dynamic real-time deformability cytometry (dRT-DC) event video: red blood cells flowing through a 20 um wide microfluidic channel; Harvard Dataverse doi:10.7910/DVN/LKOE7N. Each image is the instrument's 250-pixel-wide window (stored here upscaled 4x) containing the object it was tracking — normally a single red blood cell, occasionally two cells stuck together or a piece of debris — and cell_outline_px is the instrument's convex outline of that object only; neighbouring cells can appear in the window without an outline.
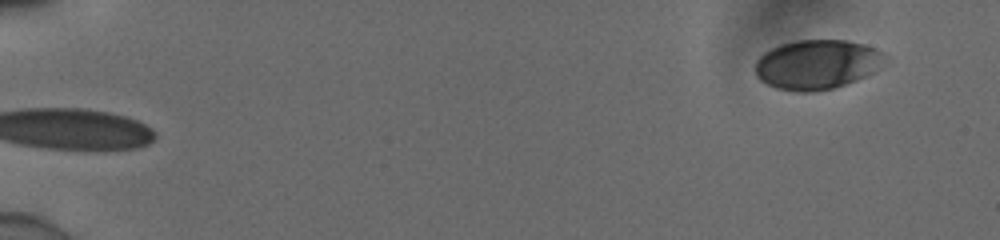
{"species": "human", "species_latin": "Homo sapiens", "temperature_condition": "cold", "stored_images_in_passage": 52, "camera_frame_rate_fps": 3000, "um_per_image_px": 0.085, "donor": {"sex": "male"}, "frame": {"image": 1, "passage_image": 1, "time_ms": 0.0, "image_size_px": [1000, 240], "cell_outline_px": [[888, 64], [856, 80], [832, 88], [816, 92], [796, 92], [776, 88], [760, 80], [756, 76], [756, 60], [764, 52], [780, 44], [796, 40], [844, 40], [864, 44], [888, 56]], "centroid_in_image_um": [69.46, 5.48], "position_along_channel_um": 15.5, "area_um2": 37.63}}
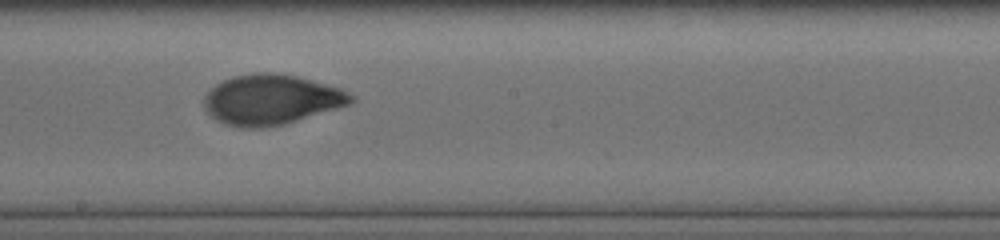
{"frame": {"image": 2, "passage_image": 30, "time_ms": 9.667, "image_size_px": [1000, 240], "cell_outline_px": [[356, 100], [348, 104], [284, 124], [260, 128], [240, 128], [224, 124], [216, 120], [204, 108], [204, 96], [216, 84], [232, 76], [252, 72], [276, 72], [300, 76], [340, 88], [356, 96]], "centroid_in_image_um": [23.04, 8.45], "position_along_channel_um": 225.2, "area_um2": 43.06}}
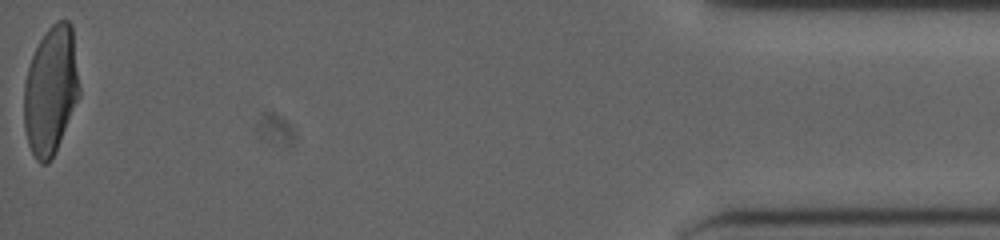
{"frame": {"image": 3, "passage_image": 52, "time_ms": 17.0, "image_size_px": [1000, 240], "cell_outline_px": [[80, 96], [56, 152], [48, 164], [40, 164], [36, 160], [28, 144], [24, 128], [24, 84], [28, 68], [32, 56], [40, 40], [48, 28], [56, 20], [68, 20], [72, 24], [80, 88]], "centroid_in_image_um": [4.33, 7.7], "position_along_channel_um": 430.9, "area_um2": 41.79}, "authors_computed_cell_mechanics": {"area_um2": 41.4426, "velocity_mm_per_s": 3.8945, "shape_relaxation_time_tau1_ms": 4.6022, "shape_relaxation_time_tau2_ms": 0.7453, "deformation_change_tau1": 0.1814, "deformation_change_tau2": 0.0448}}